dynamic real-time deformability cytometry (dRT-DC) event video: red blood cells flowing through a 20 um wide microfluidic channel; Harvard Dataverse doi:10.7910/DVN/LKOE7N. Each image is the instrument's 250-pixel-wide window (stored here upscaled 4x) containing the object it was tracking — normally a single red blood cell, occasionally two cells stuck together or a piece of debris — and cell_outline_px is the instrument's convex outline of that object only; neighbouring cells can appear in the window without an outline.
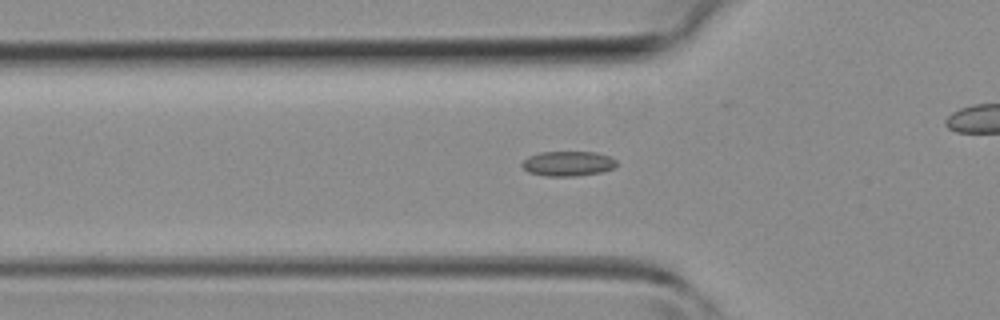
{"species": "common noctule bat (a hibernating species)", "species_latin": "Nyctalus noctula", "temperature_condition": "room temperature", "stored_images_in_passage": 42, "camera_frame_rate_fps": 3000, "um_per_image_px": 0.085, "animal": {"sex": "female", "body_mass_g": 19.3, "forearm_length_mm": 54.1}, "frame": {"image": 1, "passage_image": 13, "time_ms": 4.0, "image_size_px": [1000, 320], "cell_outline_px": [[616, 168], [604, 172], [576, 176], [544, 176], [528, 172], [520, 164], [528, 156], [540, 152], [596, 152], [608, 156], [616, 160]], "centroid_in_image_um": [48.29, 13.91], "position_along_channel_um": 77.5, "area_um2": 13.87}}
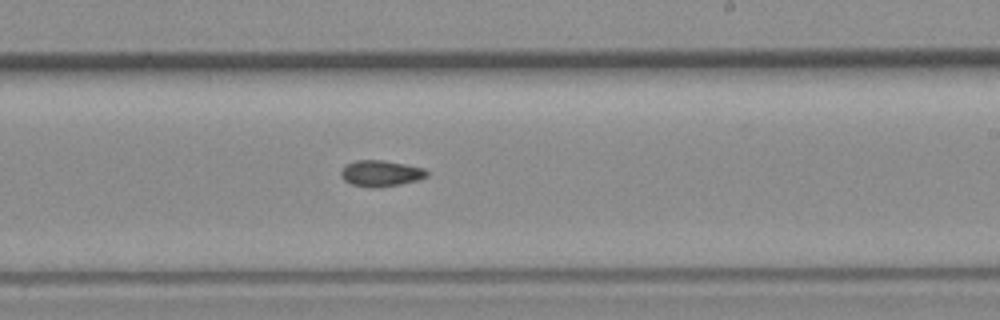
{"frame": {"image": 2, "passage_image": 24, "time_ms": 7.667, "image_size_px": [1000, 320], "cell_outline_px": [[428, 176], [420, 180], [400, 184], [376, 188], [372, 188], [352, 184], [344, 180], [340, 176], [340, 172], [344, 164], [356, 160], [380, 160], [404, 164], [424, 168], [428, 172]], "centroid_in_image_um": [32.35, 14.74], "position_along_channel_um": 256.6, "area_um2": 13.18}}
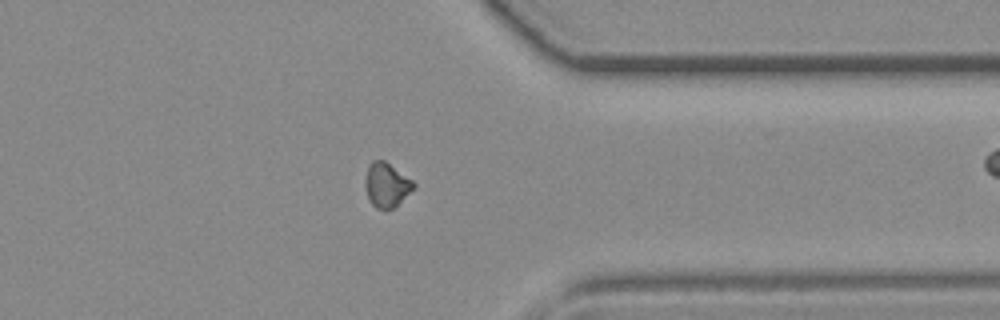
{"frame": {"image": 3, "passage_image": 32, "time_ms": 10.333, "image_size_px": [1000, 320], "cell_outline_px": [[416, 188], [392, 208], [376, 208], [368, 200], [364, 188], [364, 180], [368, 164], [372, 160], [384, 160], [412, 180], [416, 184]], "centroid_in_image_um": [32.83, 15.7], "position_along_channel_um": 378.6, "area_um2": 12.6}}